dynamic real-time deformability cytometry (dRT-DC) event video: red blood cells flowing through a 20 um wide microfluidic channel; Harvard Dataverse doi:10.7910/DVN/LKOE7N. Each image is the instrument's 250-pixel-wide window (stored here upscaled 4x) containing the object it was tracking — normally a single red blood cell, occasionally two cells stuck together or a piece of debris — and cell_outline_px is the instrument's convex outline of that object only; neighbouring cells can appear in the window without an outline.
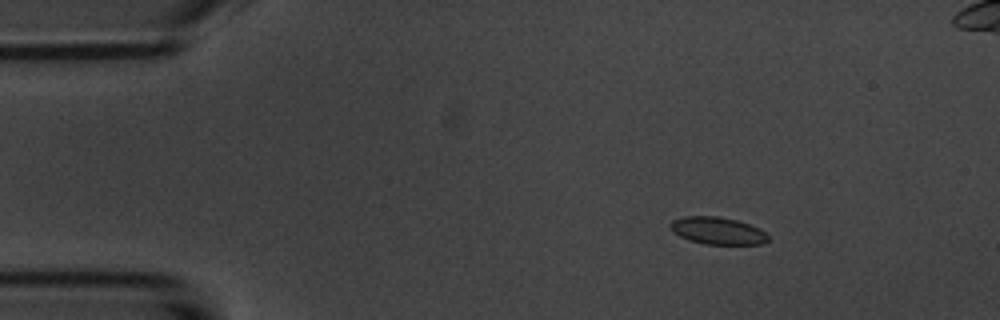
{"species": "common noctule bat (a hibernating species)", "species_latin": "Nyctalus noctula", "temperature_condition": "room temperature", "stored_images_in_passage": 6, "camera_frame_rate_fps": 3000, "um_per_image_px": 0.085, "animal": {"sex": "male", "body_mass_g": 20.1, "forearm_length_mm": 53.5}, "frame": {"image": 1, "passage_image": 3, "time_ms": 2.333, "image_size_px": [1000, 320], "cell_outline_px": [[768, 240], [764, 244], [704, 244], [688, 240], [672, 232], [668, 228], [668, 224], [672, 220], [684, 216], [720, 216], [736, 220], [760, 228], [768, 236]], "centroid_in_image_um": [60.94, 19.61], "position_along_channel_um": 24.1, "area_um2": 15.72}}